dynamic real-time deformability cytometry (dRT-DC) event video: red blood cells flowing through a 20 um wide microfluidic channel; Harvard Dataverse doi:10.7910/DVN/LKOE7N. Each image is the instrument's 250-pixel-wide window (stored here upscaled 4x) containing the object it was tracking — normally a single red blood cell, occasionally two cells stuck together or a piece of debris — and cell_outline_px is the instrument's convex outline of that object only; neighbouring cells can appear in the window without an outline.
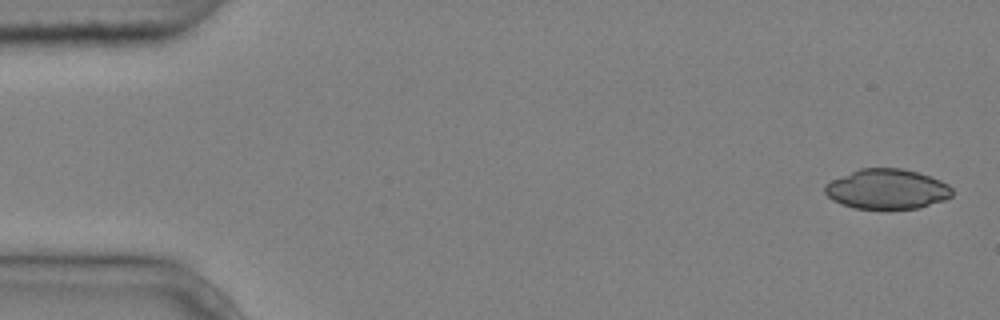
{"species": "common noctule bat (a hibernating species)", "species_latin": "Nyctalus noctula", "temperature_condition": "cold", "stored_images_in_passage": 7, "camera_frame_rate_fps": 3000, "um_per_image_px": 0.085, "animal": {"sex": "male", "body_mass_g": 20.4}, "frame": {"image": 1, "passage_image": 1, "time_ms": 0.0, "image_size_px": [1000, 320], "cell_outline_px": [[952, 196], [944, 200], [920, 208], [856, 208], [840, 204], [832, 200], [824, 192], [824, 184], [832, 180], [860, 168], [900, 168], [916, 172], [940, 180], [948, 184], [952, 188]], "centroid_in_image_um": [75.38, 16.07], "position_along_channel_um": 9.6, "area_um2": 29.48}}
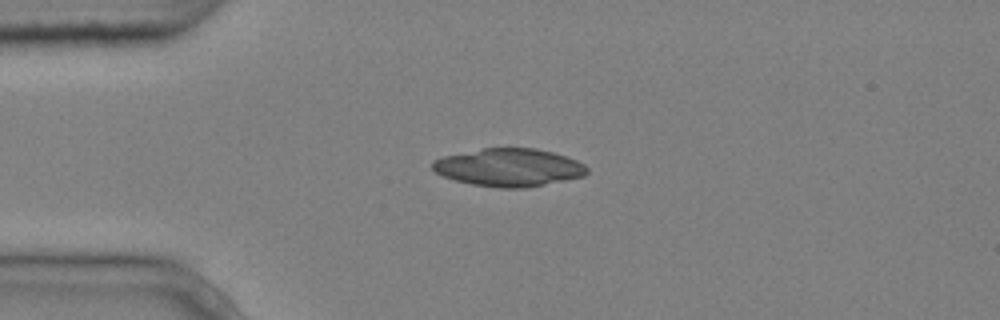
{"frame": {"image": 2, "passage_image": 4, "time_ms": 1.0, "image_size_px": [1000, 320], "cell_outline_px": [[588, 172], [584, 176], [524, 188], [500, 188], [472, 184], [456, 180], [444, 176], [436, 172], [432, 168], [432, 160], [444, 156], [484, 148], [536, 148], [568, 156], [584, 164], [588, 168]], "centroid_in_image_um": [43.27, 14.23], "position_along_channel_um": 41.7, "area_um2": 33.93}}